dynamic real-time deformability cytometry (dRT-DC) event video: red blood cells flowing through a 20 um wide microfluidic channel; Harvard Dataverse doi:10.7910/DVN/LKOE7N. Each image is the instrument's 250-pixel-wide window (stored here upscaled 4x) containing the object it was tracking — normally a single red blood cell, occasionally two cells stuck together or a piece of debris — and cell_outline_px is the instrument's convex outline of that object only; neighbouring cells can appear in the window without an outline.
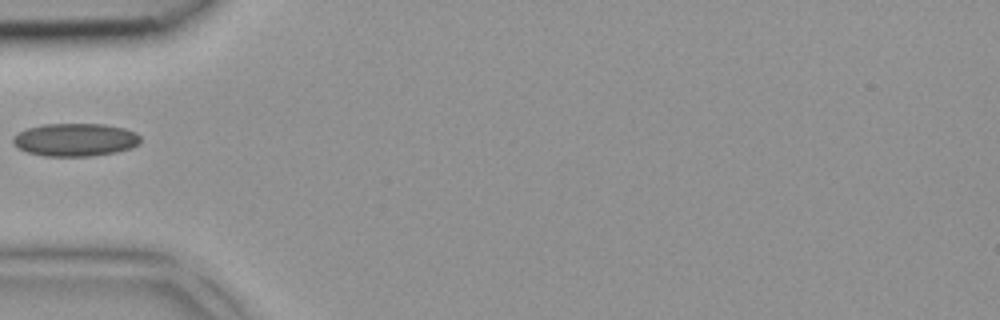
{"species": "common noctule bat (a hibernating species)", "species_latin": "Nyctalus noctula", "temperature_condition": "room temperature", "stored_images_in_passage": 1, "camera_frame_rate_fps": 3000, "um_per_image_px": 0.085, "animal": {"sex": "female", "body_mass_g": 18.4}, "frame": {"image": 1, "passage_image": 1, "time_ms": 0.0, "image_size_px": [1000, 320], "cell_outline_px": [[140, 140], [136, 144], [128, 148], [116, 152], [92, 156], [44, 156], [28, 152], [16, 148], [12, 144], [12, 140], [20, 132], [28, 128], [44, 124], [104, 124], [124, 128], [136, 132], [140, 136]], "centroid_in_image_um": [6.37, 11.88], "position_along_channel_um": 78.6, "area_um2": 24.33}}